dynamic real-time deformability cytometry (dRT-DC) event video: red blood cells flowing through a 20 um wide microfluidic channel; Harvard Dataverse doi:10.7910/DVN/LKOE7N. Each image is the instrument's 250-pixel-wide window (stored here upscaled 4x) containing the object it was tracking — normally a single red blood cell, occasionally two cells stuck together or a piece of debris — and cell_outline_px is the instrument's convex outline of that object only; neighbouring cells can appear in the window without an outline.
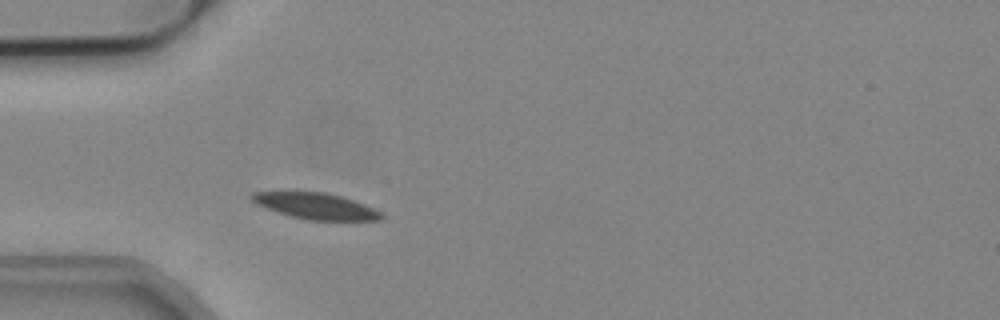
{"species": "common noctule bat (a hibernating species)", "species_latin": "Nyctalus noctula", "temperature_condition": "cold", "stored_images_in_passage": 39, "camera_frame_rate_fps": 3000, "um_per_image_px": 0.085, "animal": {"sex": "male", "body_mass_g": 19.2, "forearm_length_mm": 51.8}, "frame": {"image": 1, "passage_image": 7, "time_ms": 2.0, "image_size_px": [1000, 320], "cell_outline_px": [[384, 216], [380, 220], [308, 220], [292, 216], [256, 204], [248, 196], [252, 192], [296, 188], [328, 192], [364, 204], [380, 212]], "centroid_in_image_um": [26.73, 17.44], "position_along_channel_um": 58.3, "area_um2": 20.46}}
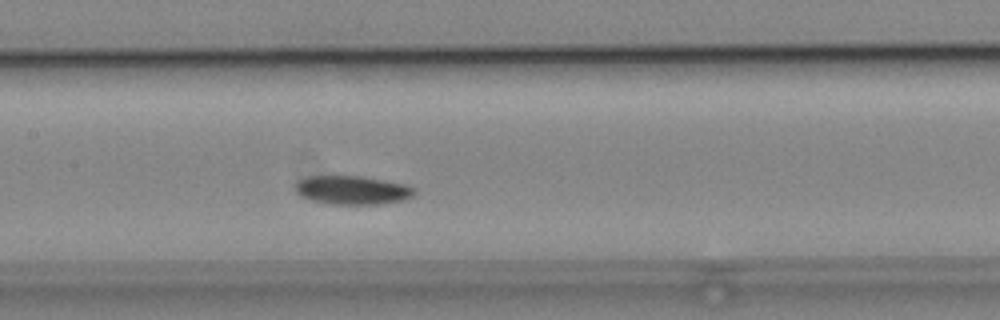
{"frame": {"image": 2, "passage_image": 17, "time_ms": 5.333, "image_size_px": [1000, 320], "cell_outline_px": [[416, 192], [412, 196], [404, 200], [380, 204], [332, 204], [312, 200], [300, 196], [296, 192], [296, 180], [308, 176], [360, 176], [384, 180], [404, 184], [416, 188]], "centroid_in_image_um": [29.95, 16.15], "position_along_channel_um": 177.5, "area_um2": 19.94}}
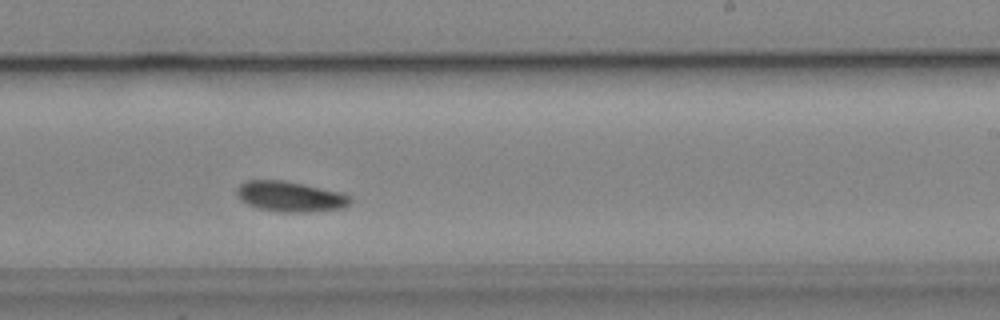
{"frame": {"image": 3, "passage_image": 24, "time_ms": 7.667, "image_size_px": [1000, 320], "cell_outline_px": [[352, 200], [344, 208], [304, 212], [276, 212], [256, 208], [240, 200], [236, 192], [236, 188], [244, 180], [284, 180], [304, 184], [340, 192], [348, 196]], "centroid_in_image_um": [24.61, 16.7], "position_along_channel_um": 264.4, "area_um2": 20.17}, "authors_computed_cell_mechanics": {"area_um2": 19.941, "velocity_mm_per_s": 3.7366, "shape_relaxation_time_tau1_ms": 1.2482, "shape_relaxation_time_tau2_ms": null, "deformation_change_tau1": 0.07, "deformation_change_tau2": null}}